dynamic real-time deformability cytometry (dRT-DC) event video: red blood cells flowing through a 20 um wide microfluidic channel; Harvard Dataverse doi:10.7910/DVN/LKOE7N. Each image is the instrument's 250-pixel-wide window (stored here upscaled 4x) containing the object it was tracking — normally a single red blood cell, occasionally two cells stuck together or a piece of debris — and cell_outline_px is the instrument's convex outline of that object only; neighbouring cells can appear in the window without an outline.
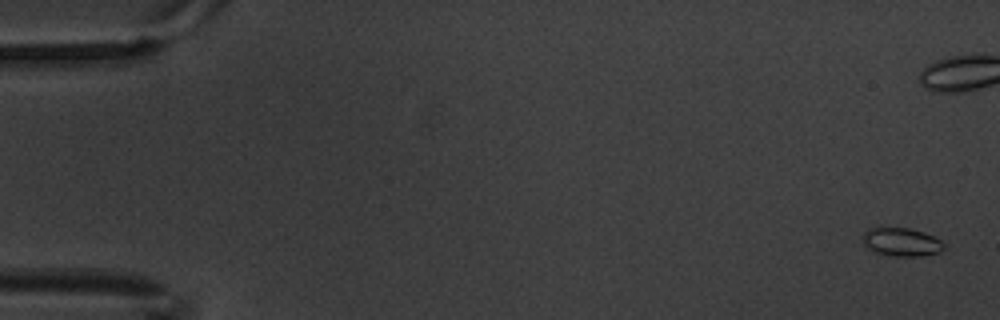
{"species": "common noctule bat (a hibernating species)", "species_latin": "Nyctalus noctula", "temperature_condition": "warm", "stored_images_in_passage": 6, "camera_frame_rate_fps": 3000, "um_per_image_px": 0.085, "animal": {"sex": "male", "body_mass_g": 20.1, "forearm_length_mm": 53.5}, "frame": {"image": 1, "passage_image": 1, "time_ms": 0.0, "image_size_px": [1000, 320], "cell_outline_px": [[944, 248], [940, 252], [920, 256], [892, 256], [876, 252], [868, 248], [864, 244], [864, 232], [868, 228], [908, 228], [924, 232], [940, 240], [944, 244]], "centroid_in_image_um": [76.64, 20.57], "position_along_channel_um": 8.4, "area_um2": 13.24}}
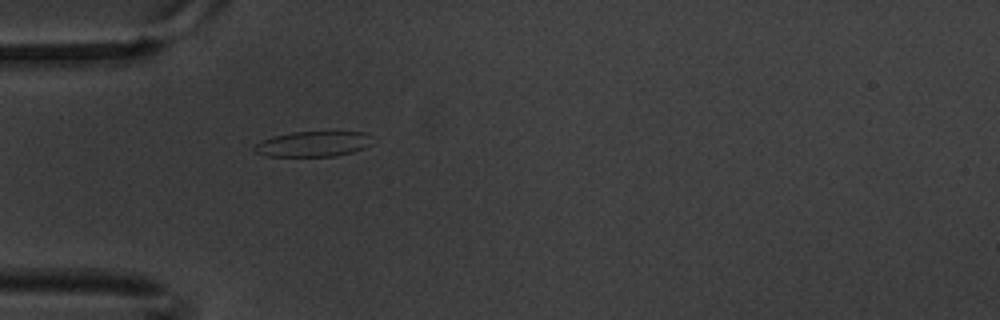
{"frame": {"image": 2, "passage_image": 6, "time_ms": 1.667, "image_size_px": [1000, 320], "cell_outline_px": [[372, 144], [364, 148], [352, 152], [336, 156], [268, 156], [252, 152], [252, 144], [272, 136], [292, 132], [364, 132]], "centroid_in_image_um": [26.51, 12.25], "position_along_channel_um": 58.5, "area_um2": 17.46}}